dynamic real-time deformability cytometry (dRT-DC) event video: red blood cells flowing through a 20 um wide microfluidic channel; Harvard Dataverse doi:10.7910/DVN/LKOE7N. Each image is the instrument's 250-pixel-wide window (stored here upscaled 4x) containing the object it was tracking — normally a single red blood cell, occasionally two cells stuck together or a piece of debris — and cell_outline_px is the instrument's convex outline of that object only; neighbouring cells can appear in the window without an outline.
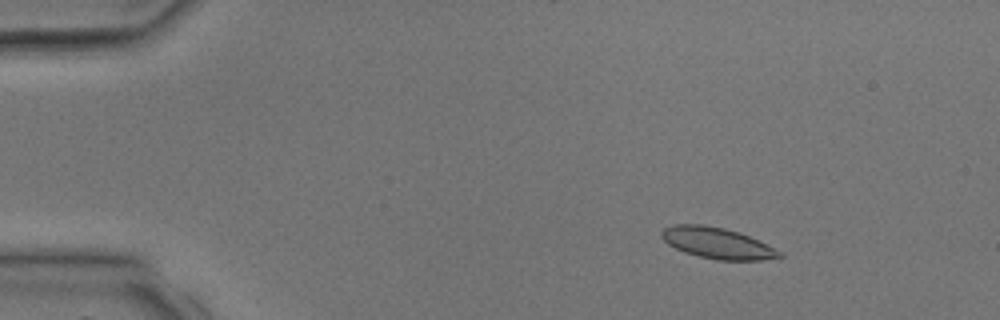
{"species": "common noctule bat (a hibernating species)", "species_latin": "Nyctalus noctula", "temperature_condition": "room temperature", "stored_images_in_passage": 4, "camera_frame_rate_fps": 3000, "um_per_image_px": 0.085, "animal": {"sex": "male", "body_mass_g": 17.9, "forearm_length_mm": 54.2}, "frame": {"image": 1, "passage_image": 2, "time_ms": 1.0, "image_size_px": [1000, 320], "cell_outline_px": [[784, 256], [764, 260], [716, 260], [684, 252], [668, 244], [660, 236], [660, 232], [664, 228], [672, 224], [704, 224], [724, 228], [740, 232], [784, 252]], "centroid_in_image_um": [60.98, 20.65], "position_along_channel_um": 24.0, "area_um2": 21.5}}
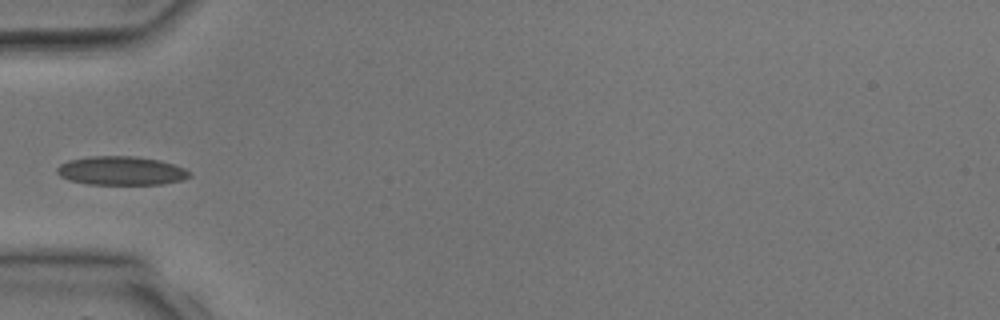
{"frame": {"image": 2, "passage_image": 4, "time_ms": 3.667, "image_size_px": [1000, 320], "cell_outline_px": [[192, 176], [184, 180], [160, 184], [88, 184], [68, 180], [60, 176], [56, 172], [56, 168], [60, 164], [68, 160], [88, 156], [136, 156], [160, 160], [184, 168], [192, 172]], "centroid_in_image_um": [10.3, 14.51], "position_along_channel_um": 74.7, "area_um2": 22.43}}